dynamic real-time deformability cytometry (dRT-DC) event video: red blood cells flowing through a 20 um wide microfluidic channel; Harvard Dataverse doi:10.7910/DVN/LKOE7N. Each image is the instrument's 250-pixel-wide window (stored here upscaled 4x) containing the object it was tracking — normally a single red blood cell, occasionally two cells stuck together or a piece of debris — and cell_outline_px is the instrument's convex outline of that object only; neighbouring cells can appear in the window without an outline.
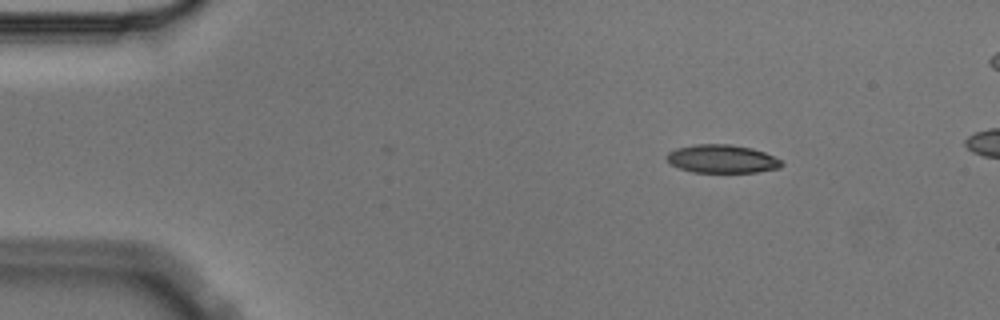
{"species": "Egyptian fruit bat (a non-hibernating species)", "species_latin": "Rousettus aegyptiacus", "temperature_condition": "cold", "stored_images_in_passage": 5, "camera_frame_rate_fps": 3000, "um_per_image_px": 0.085, "animal": {"sex": "male"}, "frame": {"image": 1, "passage_image": 2, "time_ms": 0.333, "image_size_px": [1000, 320], "cell_outline_px": [[784, 164], [780, 168], [756, 172], [692, 172], [668, 164], [664, 156], [668, 152], [676, 148], [696, 144], [732, 144], [752, 148], [764, 152], [780, 160]], "centroid_in_image_um": [61.32, 13.5], "position_along_channel_um": 23.7, "area_um2": 19.07}}